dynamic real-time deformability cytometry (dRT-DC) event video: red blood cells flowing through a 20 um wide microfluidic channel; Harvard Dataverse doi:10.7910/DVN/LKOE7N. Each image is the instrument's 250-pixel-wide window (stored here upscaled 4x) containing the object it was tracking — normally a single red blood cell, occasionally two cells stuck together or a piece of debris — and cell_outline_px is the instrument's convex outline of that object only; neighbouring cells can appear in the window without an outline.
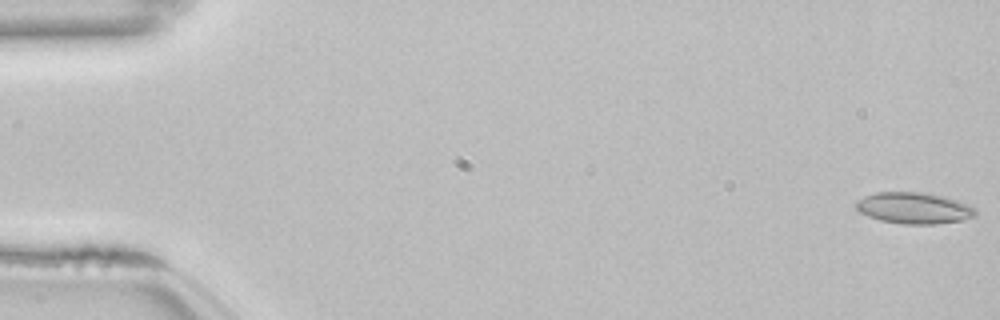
{"species": "common noctule bat (a hibernating species)", "species_latin": "Nyctalus noctula", "temperature_condition": "room temperature", "stored_images_in_passage": 54, "camera_frame_rate_fps": 3000, "um_per_image_px": 0.085, "animal": {"sex": "female", "body_mass_g": 22.7, "forearm_length_mm": 54.2}, "frame": {"image": 1, "passage_image": 1, "time_ms": 0.0, "image_size_px": [1000, 320], "cell_outline_px": [[976, 216], [964, 220], [936, 224], [900, 224], [880, 220], [868, 216], [860, 212], [856, 208], [856, 200], [864, 196], [876, 192], [920, 192], [944, 196], [968, 204], [976, 208]], "centroid_in_image_um": [77.7, 17.69], "position_along_channel_um": 7.3, "area_um2": 21.96}}
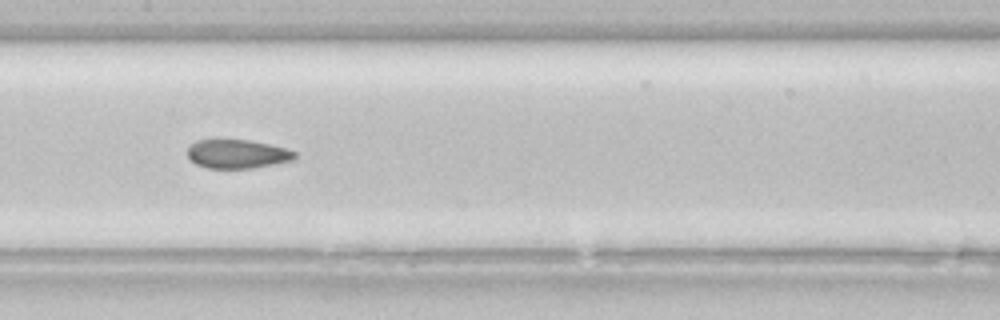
{"frame": {"image": 2, "passage_image": 27, "time_ms": 8.667, "image_size_px": [1000, 320], "cell_outline_px": [[296, 156], [292, 160], [252, 168], [208, 168], [196, 164], [188, 156], [188, 148], [196, 140], [248, 140], [268, 144], [284, 148], [296, 152]], "centroid_in_image_um": [20.15, 13.09], "position_along_channel_um": 187.2, "area_um2": 17.69}}
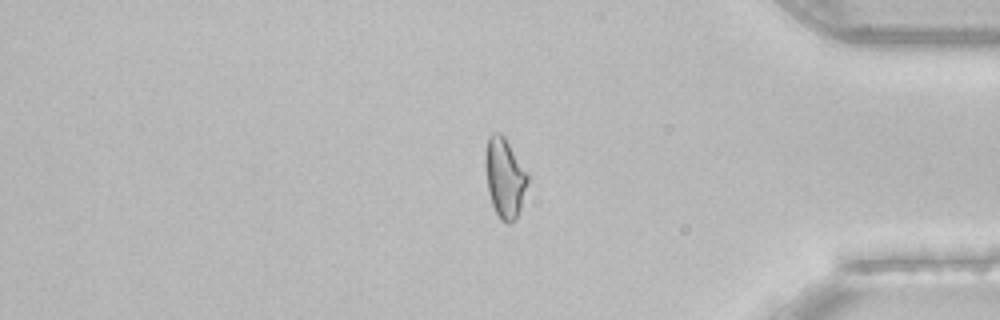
{"frame": {"image": 3, "passage_image": 45, "time_ms": 14.667, "image_size_px": [1000, 320], "cell_outline_px": [[528, 180], [520, 208], [516, 216], [508, 224], [500, 220], [492, 204], [488, 192], [484, 164], [484, 156], [488, 136], [492, 132], [500, 132], [504, 136], [528, 172]], "centroid_in_image_um": [42.87, 15.05], "position_along_channel_um": 392.3, "area_um2": 19.71}, "authors_computed_cell_mechanics": {"area_um2": 19.7965, "velocity_mm_per_s": 3.8487, "shape_relaxation_time_tau1_ms": null, "shape_relaxation_time_tau2_ms": 2.2678, "deformation_change_tau1": null, "deformation_change_tau2": 0.0559}}